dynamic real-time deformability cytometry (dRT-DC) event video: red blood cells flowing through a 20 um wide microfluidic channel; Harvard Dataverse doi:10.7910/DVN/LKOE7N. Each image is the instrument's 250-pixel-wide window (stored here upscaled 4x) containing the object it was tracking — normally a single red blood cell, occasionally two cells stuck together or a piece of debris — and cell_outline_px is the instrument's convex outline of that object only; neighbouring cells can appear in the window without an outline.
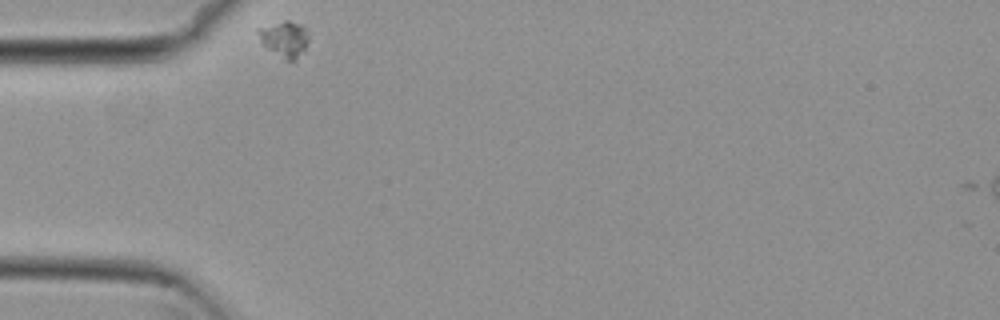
{"species": "common noctule bat (a hibernating species)", "species_latin": "Nyctalus noctula", "temperature_condition": "cold", "stored_images_in_passage": 13, "camera_frame_rate_fps": 3000, "um_per_image_px": 0.085, "animal": {"sex": "female", "body_mass_g": 29.2, "forearm_length_mm": 56.3}, "frame": {"image": 1, "passage_image": 1, "time_ms": 0.0, "image_size_px": [1000, 320], "cell_outline_px": [[308, 40], [304, 48], [296, 60], [292, 64], [284, 60], [268, 48], [260, 40], [256, 32], [256, 28], [284, 20], [288, 20], [300, 24], [304, 28], [308, 36]], "centroid_in_image_um": [24.15, 3.32], "position_along_channel_um": 60.8, "area_um2": 10.58}}